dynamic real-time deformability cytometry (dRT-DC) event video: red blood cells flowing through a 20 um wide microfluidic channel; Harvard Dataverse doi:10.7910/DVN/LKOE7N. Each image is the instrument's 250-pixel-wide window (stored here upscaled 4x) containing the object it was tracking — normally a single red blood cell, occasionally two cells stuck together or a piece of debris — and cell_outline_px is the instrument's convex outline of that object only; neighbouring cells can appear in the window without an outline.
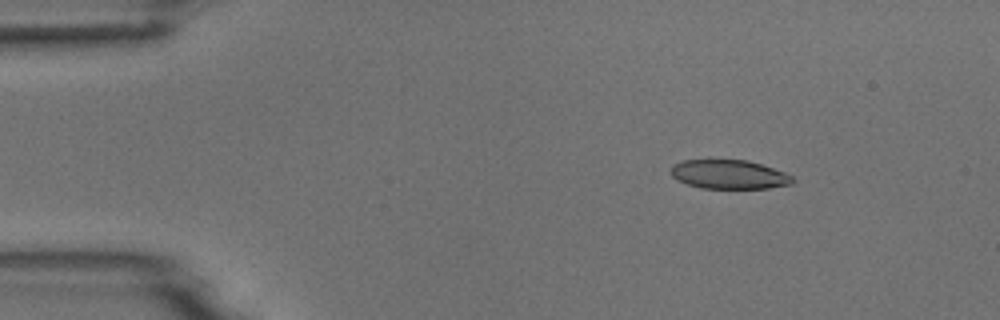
{"species": "common noctule bat (a hibernating species)", "species_latin": "Nyctalus noctula", "temperature_condition": "room temperature", "stored_images_in_passage": 4, "camera_frame_rate_fps": 3000, "um_per_image_px": 0.085, "animal": {"sex": "male", "body_mass_g": 18.8}, "frame": {"image": 1, "passage_image": 2, "time_ms": 2.0, "image_size_px": [1000, 320], "cell_outline_px": [[796, 180], [792, 184], [768, 188], [700, 188], [676, 180], [672, 176], [672, 164], [684, 160], [708, 156], [712, 156], [748, 160], [784, 172], [792, 176]], "centroid_in_image_um": [61.92, 14.77], "position_along_channel_um": 23.1, "area_um2": 21.5}}